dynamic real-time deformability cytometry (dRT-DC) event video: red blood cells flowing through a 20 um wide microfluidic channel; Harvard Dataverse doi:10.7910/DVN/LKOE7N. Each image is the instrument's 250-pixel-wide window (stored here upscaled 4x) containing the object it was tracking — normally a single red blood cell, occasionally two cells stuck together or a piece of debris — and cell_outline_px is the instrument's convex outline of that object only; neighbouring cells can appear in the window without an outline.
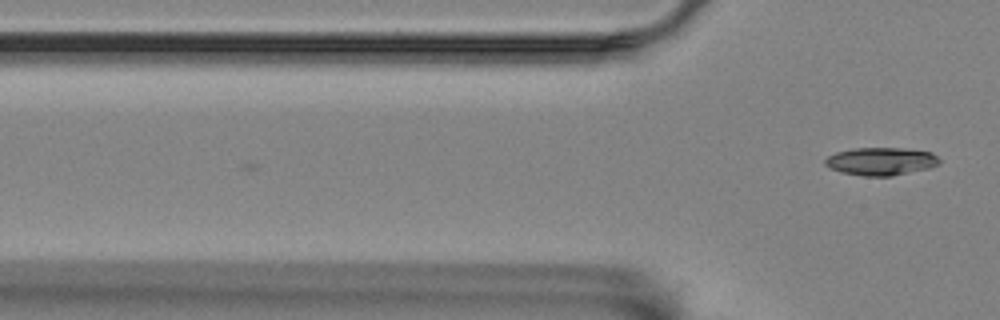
{"species": "Egyptian fruit bat (a non-hibernating species)", "species_latin": "Rousettus aegyptiacus", "temperature_condition": "room temperature", "stored_images_in_passage": 4, "camera_frame_rate_fps": 3000, "um_per_image_px": 0.085, "animal": {"sex": "female"}, "frame": {"image": 1, "passage_image": 4, "time_ms": 1.0, "image_size_px": [1000, 320], "cell_outline_px": [[940, 164], [928, 168], [892, 176], [864, 176], [840, 172], [828, 168], [824, 164], [824, 160], [828, 156], [836, 152], [852, 148], [904, 148], [932, 152], [940, 160]], "centroid_in_image_um": [74.85, 13.71], "position_along_channel_um": 50.9, "area_um2": 18.67}}